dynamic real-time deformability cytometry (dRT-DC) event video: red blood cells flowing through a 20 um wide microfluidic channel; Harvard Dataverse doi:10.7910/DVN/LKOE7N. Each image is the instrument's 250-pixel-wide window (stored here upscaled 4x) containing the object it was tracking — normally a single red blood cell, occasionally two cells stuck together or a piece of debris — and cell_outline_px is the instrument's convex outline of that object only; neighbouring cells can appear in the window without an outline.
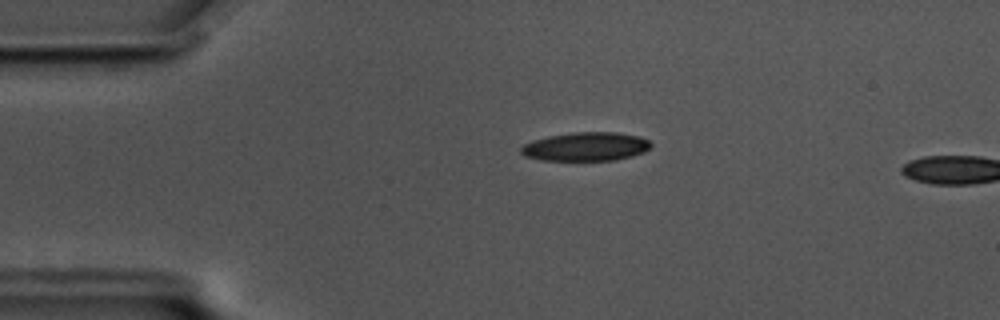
{"species": "common noctule bat (a hibernating species)", "species_latin": "Nyctalus noctula", "temperature_condition": "cold", "stored_images_in_passage": 14, "camera_frame_rate_fps": 3000, "um_per_image_px": 0.085, "animal": {"sex": "male", "body_mass_g": 17.5, "forearm_length_mm": 52.3}, "frame": {"image": 1, "passage_image": 12, "time_ms": 3.667, "image_size_px": [1000, 320], "cell_outline_px": [[652, 144], [644, 152], [632, 156], [616, 160], [540, 160], [524, 156], [520, 152], [520, 148], [524, 144], [532, 140], [548, 136], [572, 132], [616, 132], [640, 136], [648, 140]], "centroid_in_image_um": [49.78, 12.46], "position_along_channel_um": 35.2, "area_um2": 21.85}}